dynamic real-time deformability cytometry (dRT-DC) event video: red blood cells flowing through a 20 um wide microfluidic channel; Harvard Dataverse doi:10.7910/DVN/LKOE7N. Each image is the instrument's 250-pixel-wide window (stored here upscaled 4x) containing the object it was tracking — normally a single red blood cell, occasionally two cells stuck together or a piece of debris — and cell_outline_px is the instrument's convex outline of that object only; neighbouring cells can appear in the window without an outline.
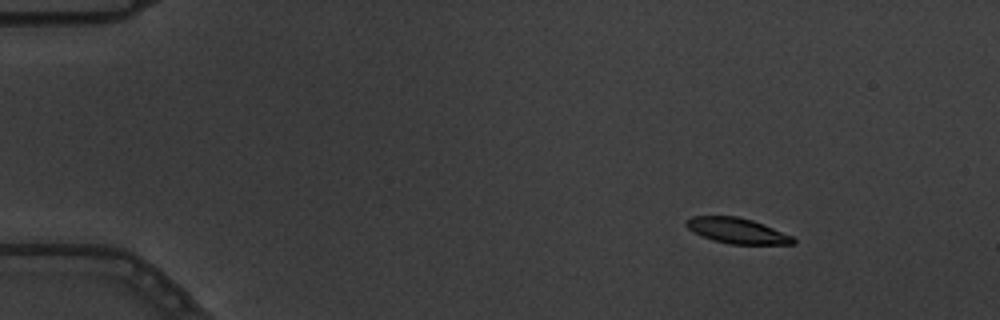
{"species": "common noctule bat (a hibernating species)", "species_latin": "Nyctalus noctula", "temperature_condition": "warm", "stored_images_in_passage": 5, "camera_frame_rate_fps": 3000, "um_per_image_px": 0.085, "animal": {"sex": "male", "body_mass_g": 19.5, "forearm_length_mm": 54.6}, "frame": {"image": 1, "passage_image": 1, "time_ms": 0.0, "image_size_px": [1000, 320], "cell_outline_px": [[796, 244], [728, 244], [712, 240], [692, 232], [684, 224], [692, 216], [736, 216], [752, 220], [764, 224], [792, 236], [796, 240]], "centroid_in_image_um": [62.65, 19.62], "position_along_channel_um": 22.4, "area_um2": 15.9}}
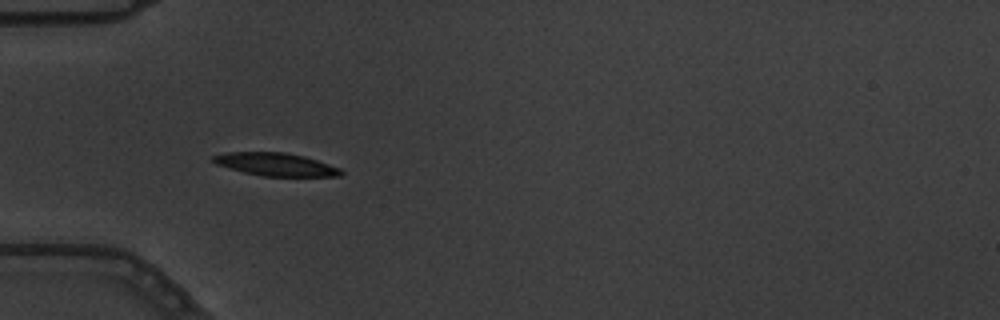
{"frame": {"image": 2, "passage_image": 4, "time_ms": 1.0, "image_size_px": [1000, 320], "cell_outline_px": [[344, 172], [340, 176], [264, 176], [244, 172], [216, 164], [212, 160], [212, 156], [228, 152], [284, 152], [304, 156], [340, 168]], "centroid_in_image_um": [23.44, 13.97], "position_along_channel_um": 61.6, "area_um2": 16.88}}